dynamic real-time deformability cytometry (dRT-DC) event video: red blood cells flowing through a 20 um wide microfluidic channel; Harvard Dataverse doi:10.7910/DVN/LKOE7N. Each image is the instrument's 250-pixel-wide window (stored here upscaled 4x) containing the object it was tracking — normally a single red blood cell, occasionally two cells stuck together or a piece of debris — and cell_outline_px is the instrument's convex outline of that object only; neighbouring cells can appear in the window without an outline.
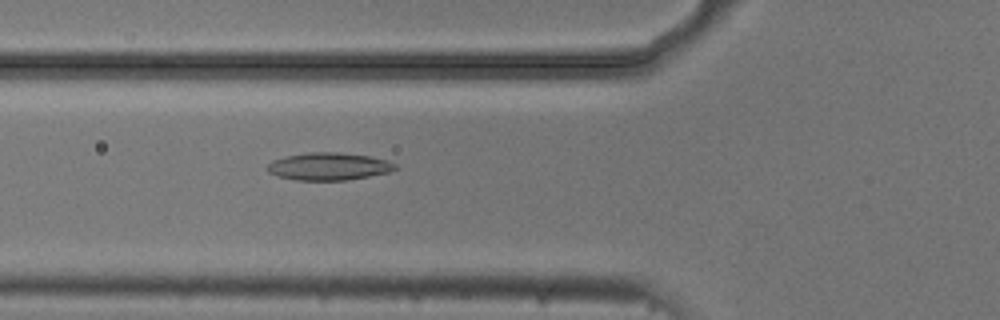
{"species": "common noctule bat (a hibernating species)", "species_latin": "Nyctalus noctula", "temperature_condition": "cold", "stored_images_in_passage": 51, "camera_frame_rate_fps": 3000, "um_per_image_px": 0.085, "animal": {"sex": "male", "body_mass_g": 20.5, "forearm_length_mm": 52.5}, "frame": {"image": 1, "passage_image": 17, "time_ms": 5.333, "image_size_px": [1000, 320], "cell_outline_px": [[400, 168], [388, 172], [348, 180], [296, 180], [276, 176], [268, 172], [264, 168], [272, 160], [288, 156], [308, 152], [340, 152], [368, 156], [388, 160], [396, 164]], "centroid_in_image_um": [27.93, 14.14], "position_along_channel_um": 97.9, "area_um2": 20.63}}
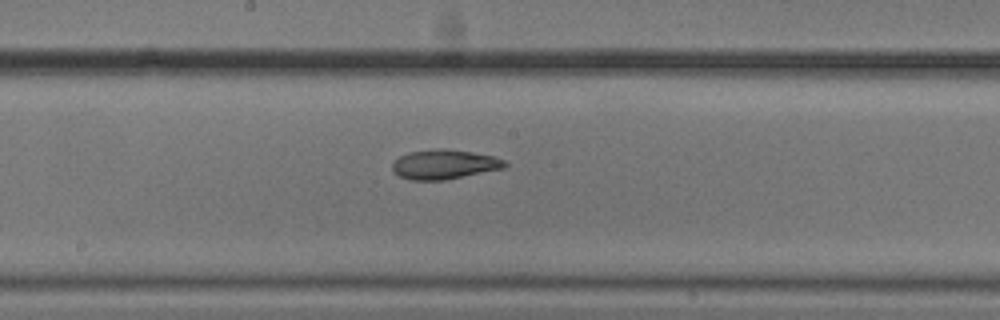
{"frame": {"image": 2, "passage_image": 26, "time_ms": 8.333, "image_size_px": [1000, 320], "cell_outline_px": [[508, 164], [504, 168], [444, 180], [412, 180], [400, 176], [392, 168], [392, 164], [400, 156], [408, 152], [440, 148], [448, 148], [472, 152], [492, 156], [504, 160]], "centroid_in_image_um": [37.77, 13.96], "position_along_channel_um": 210.4, "area_um2": 19.19}}
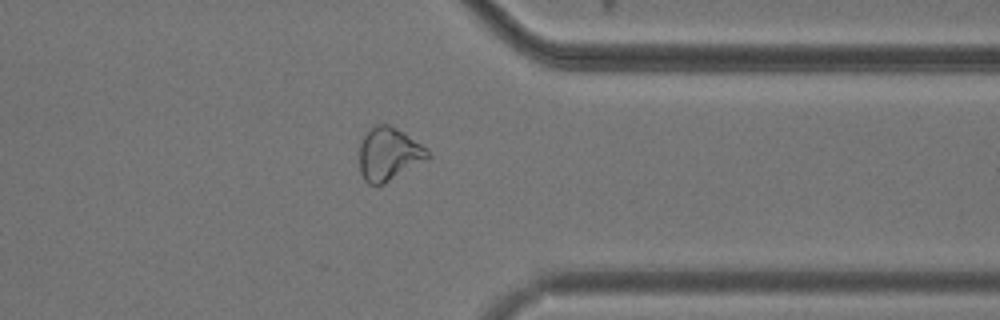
{"frame": {"image": 3, "passage_image": 40, "time_ms": 13.0, "image_size_px": [1000, 320], "cell_outline_px": [[432, 156], [428, 160], [384, 184], [368, 184], [364, 180], [360, 172], [360, 140], [376, 124], [388, 124], [404, 132], [428, 148]], "centroid_in_image_um": [33.09, 13.1], "position_along_channel_um": 378.3, "area_um2": 21.39}, "authors_computed_cell_mechanics": {"area_um2": 21.3282, "velocity_mm_per_s": 3.7267, "shape_relaxation_time_tau1_ms": 10.3777, "shape_relaxation_time_tau2_ms": 4.9794, "deformation_change_tau1": 0.1901, "deformation_change_tau2": 0.125}}